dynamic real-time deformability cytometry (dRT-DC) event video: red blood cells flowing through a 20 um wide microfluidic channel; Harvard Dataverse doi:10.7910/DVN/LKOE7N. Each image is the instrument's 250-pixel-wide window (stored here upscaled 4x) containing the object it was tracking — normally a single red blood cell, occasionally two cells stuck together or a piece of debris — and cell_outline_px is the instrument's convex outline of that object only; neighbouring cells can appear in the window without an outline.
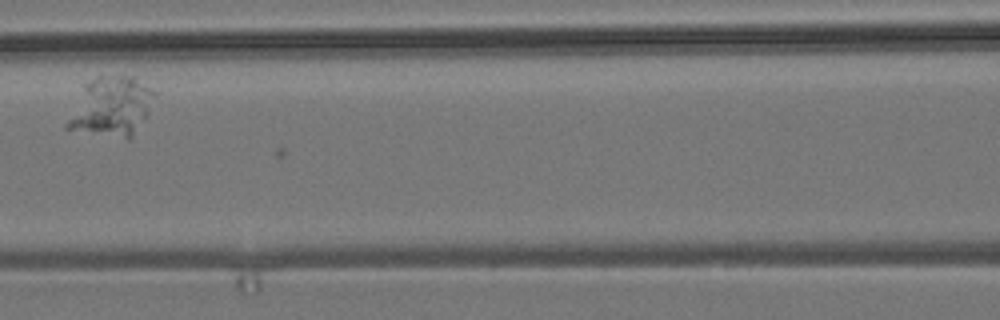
{"species": "common noctule bat (a hibernating species)", "species_latin": "Nyctalus noctula", "temperature_condition": "room temperature", "stored_images_in_passage": 13, "camera_frame_rate_fps": 3000, "um_per_image_px": 0.085, "animal": {"sex": "male", "body_mass_g": 19.2, "forearm_length_mm": 51.8}, "frame": {"image": 1, "passage_image": 12, "time_ms": 3.667, "image_size_px": [1000, 320], "cell_outline_px": [[156, 96], [148, 116], [132, 136], [128, 140], [64, 128], [64, 124], [84, 84], [96, 76], [136, 76], [156, 92]], "centroid_in_image_um": [9.49, 9.06], "position_along_channel_um": 157.1, "area_um2": 30.58}}